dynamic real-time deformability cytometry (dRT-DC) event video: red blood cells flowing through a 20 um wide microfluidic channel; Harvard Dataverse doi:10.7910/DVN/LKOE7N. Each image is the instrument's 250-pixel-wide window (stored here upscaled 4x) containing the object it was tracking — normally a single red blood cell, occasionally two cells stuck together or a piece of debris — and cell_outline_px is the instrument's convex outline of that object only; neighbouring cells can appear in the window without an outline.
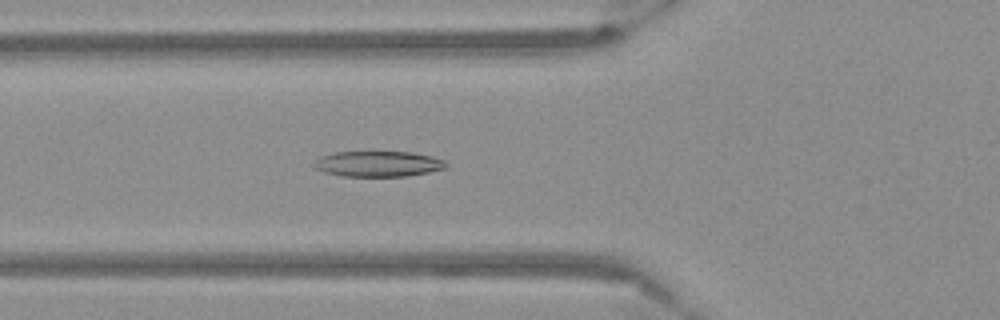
{"species": "Egyptian fruit bat (a non-hibernating species)", "species_latin": "Rousettus aegyptiacus", "temperature_condition": "warm", "stored_images_in_passage": 49, "camera_frame_rate_fps": 3000, "um_per_image_px": 0.085, "frame": {"image": 1, "passage_image": 19, "time_ms": 6.0, "image_size_px": [1000, 320], "cell_outline_px": [[448, 168], [428, 172], [404, 176], [344, 176], [324, 172], [316, 168], [312, 164], [320, 156], [332, 152], [372, 148], [412, 152], [432, 156], [444, 160], [448, 164]], "centroid_in_image_um": [32.12, 13.86], "position_along_channel_um": 93.7, "area_um2": 20.87}}
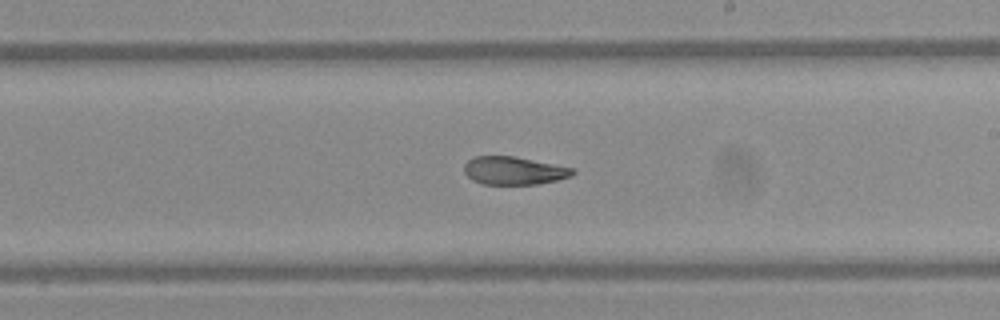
{"frame": {"image": 2, "passage_image": 31, "time_ms": 10.0, "image_size_px": [1000, 320], "cell_outline_px": [[576, 172], [572, 176], [556, 180], [536, 184], [484, 184], [472, 180], [464, 172], [464, 164], [468, 160], [476, 156], [516, 156], [576, 168]], "centroid_in_image_um": [43.72, 14.49], "position_along_channel_um": 245.3, "area_um2": 17.86}}
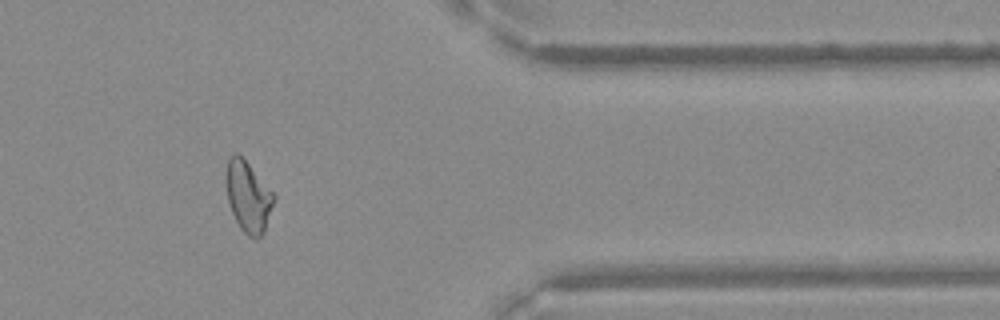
{"frame": {"image": 3, "passage_image": 44, "time_ms": 14.333, "image_size_px": [1000, 320], "cell_outline_px": [[276, 196], [264, 232], [256, 240], [248, 236], [240, 228], [232, 212], [228, 200], [224, 176], [224, 172], [228, 156], [232, 152], [236, 152], [248, 164]], "centroid_in_image_um": [21.06, 16.69], "position_along_channel_um": 390.3, "area_um2": 19.77}}